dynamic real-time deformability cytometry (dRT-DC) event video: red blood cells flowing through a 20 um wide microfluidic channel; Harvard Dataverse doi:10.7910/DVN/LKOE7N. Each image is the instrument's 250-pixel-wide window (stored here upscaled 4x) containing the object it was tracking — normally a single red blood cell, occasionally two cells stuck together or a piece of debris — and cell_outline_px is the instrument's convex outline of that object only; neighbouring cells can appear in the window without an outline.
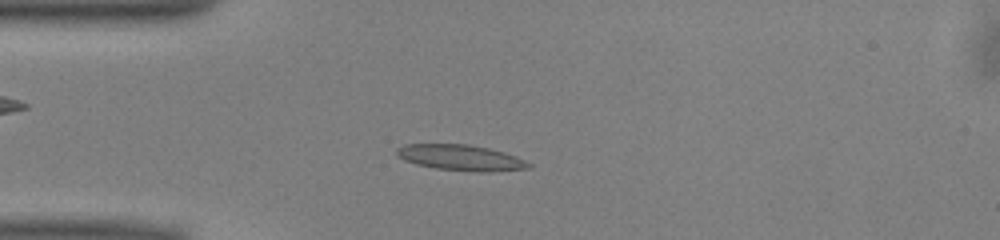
{"species": "common noctule bat (a hibernating species)", "species_latin": "Nyctalus noctula", "temperature_condition": "warm", "stored_images_in_passage": 49, "camera_frame_rate_fps": 3000, "um_per_image_px": 0.085, "animal": {"sex": "male", "body_mass_g": 13.0, "forearm_length_mm": 53.1}, "frame": {"image": 1, "passage_image": 12, "time_ms": 3.667, "image_size_px": [1000, 240], "cell_outline_px": [[532, 168], [488, 172], [480, 172], [436, 168], [416, 164], [404, 160], [396, 156], [396, 148], [404, 144], [468, 144], [488, 148], [504, 152], [516, 156], [532, 164]], "centroid_in_image_um": [39.16, 13.4], "position_along_channel_um": 45.8, "area_um2": 19.88}}
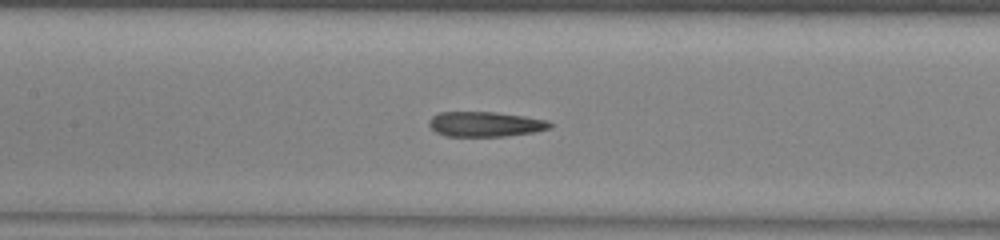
{"frame": {"image": 2, "passage_image": 22, "time_ms": 7.0, "image_size_px": [1000, 240], "cell_outline_px": [[552, 128], [536, 132], [504, 136], [444, 136], [436, 132], [428, 124], [428, 120], [432, 116], [440, 112], [492, 112], [524, 116], [548, 120], [552, 124]], "centroid_in_image_um": [41.26, 10.55], "position_along_channel_um": 166.1, "area_um2": 17.69}}
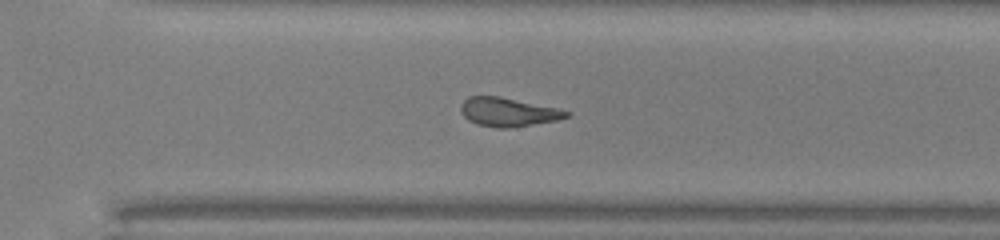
{"frame": {"image": 3, "passage_image": 34, "time_ms": 11.0, "image_size_px": [1000, 240], "cell_outline_px": [[572, 116], [556, 120], [512, 128], [496, 128], [476, 124], [468, 120], [460, 112], [460, 104], [468, 96], [500, 96], [560, 108], [572, 112]], "centroid_in_image_um": [43.21, 9.52], "position_along_channel_um": 327.4, "area_um2": 18.09}, "authors_computed_cell_mechanics": {"area_um2": 18.9584, "velocity_mm_per_s": 4.0383, "shape_relaxation_time_tau1_ms": 9.1388, "shape_relaxation_time_tau2_ms": 3.213, "deformation_change_tau1": 0.2707, "deformation_change_tau2": 0.1389}}